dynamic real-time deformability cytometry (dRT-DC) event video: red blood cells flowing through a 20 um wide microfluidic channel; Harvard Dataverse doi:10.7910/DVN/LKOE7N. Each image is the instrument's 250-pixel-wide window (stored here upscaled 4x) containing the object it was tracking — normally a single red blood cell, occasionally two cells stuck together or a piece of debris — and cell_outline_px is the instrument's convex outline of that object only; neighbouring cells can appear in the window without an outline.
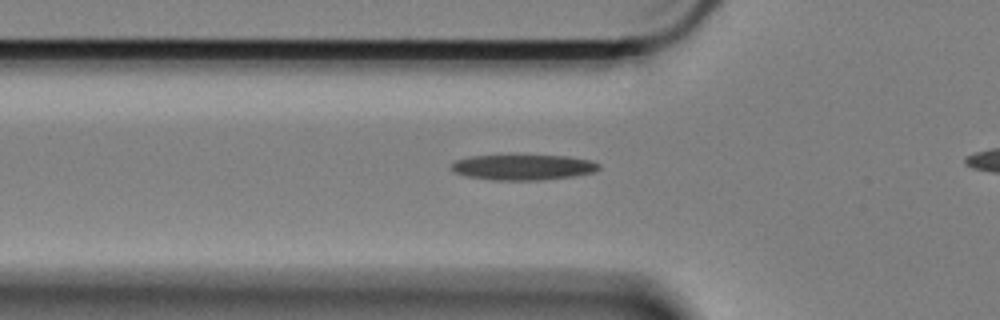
{"species": "Egyptian fruit bat (a non-hibernating species)", "species_latin": "Rousettus aegyptiacus", "temperature_condition": "cold", "stored_images_in_passage": 32, "camera_frame_rate_fps": 3000, "um_per_image_px": 0.085, "animal": {"sex": "female"}, "frame": {"image": 1, "passage_image": 2, "time_ms": 0.333, "image_size_px": [1000, 320], "cell_outline_px": [[600, 168], [596, 172], [572, 176], [540, 180], [492, 180], [468, 176], [452, 172], [452, 164], [456, 160], [472, 156], [568, 156], [592, 160], [600, 164]], "centroid_in_image_um": [44.51, 14.22], "position_along_channel_um": 81.3, "area_um2": 21.73}}
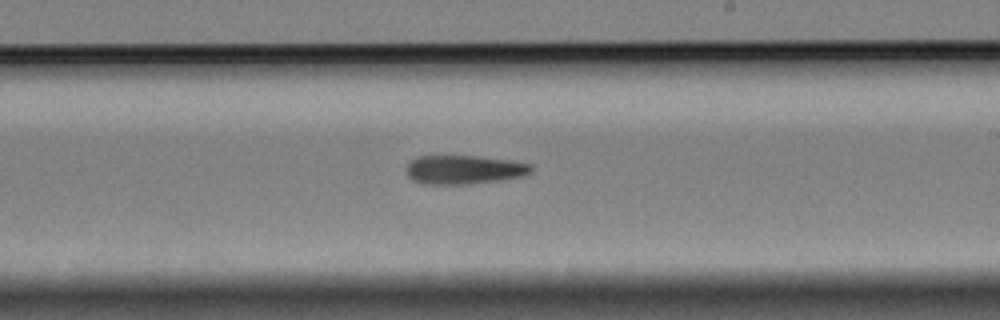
{"frame": {"image": 2, "passage_image": 17, "time_ms": 5.333, "image_size_px": [1000, 320], "cell_outline_px": [[532, 172], [520, 176], [496, 180], [468, 184], [424, 184], [412, 180], [408, 176], [404, 168], [412, 160], [420, 156], [476, 156], [512, 160], [532, 164]], "centroid_in_image_um": [39.41, 14.41], "position_along_channel_um": 249.6, "area_um2": 20.92}}
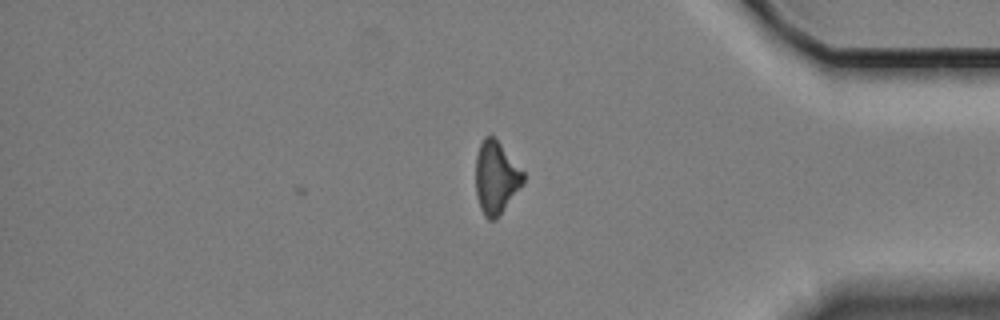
{"frame": {"image": 3, "passage_image": 32, "time_ms": 10.333, "image_size_px": [1000, 320], "cell_outline_px": [[524, 180], [496, 220], [488, 220], [484, 216], [480, 208], [476, 196], [476, 156], [480, 144], [484, 136], [492, 136], [500, 144], [524, 172]], "centroid_in_image_um": [42.13, 15.11], "position_along_channel_um": 393.1, "area_um2": 19.71}}